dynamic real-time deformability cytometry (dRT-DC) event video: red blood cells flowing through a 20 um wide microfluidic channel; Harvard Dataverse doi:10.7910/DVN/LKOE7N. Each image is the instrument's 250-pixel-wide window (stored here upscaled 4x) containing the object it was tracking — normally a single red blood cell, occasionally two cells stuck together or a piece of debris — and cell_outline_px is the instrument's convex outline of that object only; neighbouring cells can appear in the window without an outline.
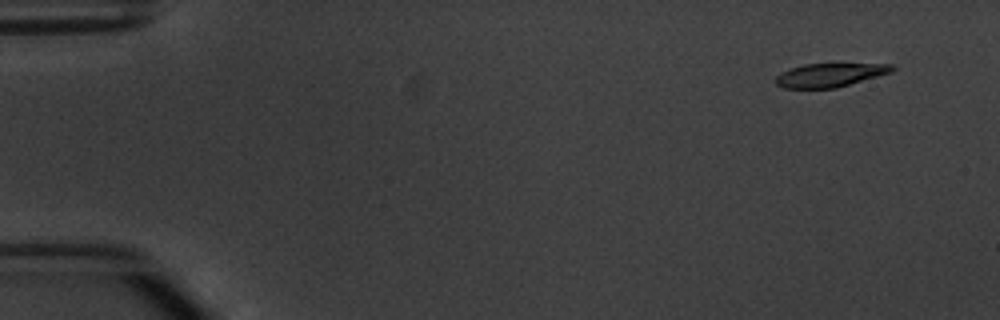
{"species": "common noctule bat (a hibernating species)", "species_latin": "Nyctalus noctula", "temperature_condition": "warm", "stored_images_in_passage": 3, "camera_frame_rate_fps": 3000, "um_per_image_px": 0.085, "animal": {"sex": "male", "body_mass_g": 20.1, "forearm_length_mm": 53.5}, "frame": {"image": 1, "passage_image": 1, "time_ms": 0.0, "image_size_px": [1000, 320], "cell_outline_px": [[896, 68], [892, 72], [836, 88], [784, 88], [776, 84], [776, 76], [780, 72], [804, 64], [892, 64]], "centroid_in_image_um": [70.54, 6.38], "position_along_channel_um": 14.5, "area_um2": 15.9}}